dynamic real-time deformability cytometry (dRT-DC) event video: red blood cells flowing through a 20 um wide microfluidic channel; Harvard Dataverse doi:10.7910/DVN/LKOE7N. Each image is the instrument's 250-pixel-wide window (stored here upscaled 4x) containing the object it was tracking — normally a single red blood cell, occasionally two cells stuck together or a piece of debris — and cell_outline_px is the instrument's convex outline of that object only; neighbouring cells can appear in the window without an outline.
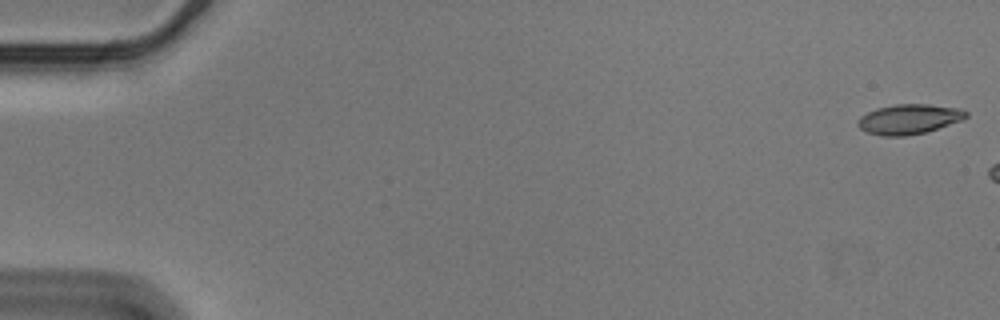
{"species": "Egyptian fruit bat (a non-hibernating species)", "species_latin": "Rousettus aegyptiacus", "temperature_condition": "cold", "stored_images_in_passage": 7, "camera_frame_rate_fps": 3000, "um_per_image_px": 0.085, "animal": {"sex": "male"}, "frame": {"image": 1, "passage_image": 1, "time_ms": 0.0, "image_size_px": [1000, 320], "cell_outline_px": [[968, 116], [960, 120], [924, 132], [904, 136], [880, 136], [868, 132], [860, 128], [856, 124], [856, 120], [860, 116], [876, 108], [896, 104], [928, 104], [960, 108], [968, 112]], "centroid_in_image_um": [77.22, 10.11], "position_along_channel_um": 7.8, "area_um2": 18.73}}